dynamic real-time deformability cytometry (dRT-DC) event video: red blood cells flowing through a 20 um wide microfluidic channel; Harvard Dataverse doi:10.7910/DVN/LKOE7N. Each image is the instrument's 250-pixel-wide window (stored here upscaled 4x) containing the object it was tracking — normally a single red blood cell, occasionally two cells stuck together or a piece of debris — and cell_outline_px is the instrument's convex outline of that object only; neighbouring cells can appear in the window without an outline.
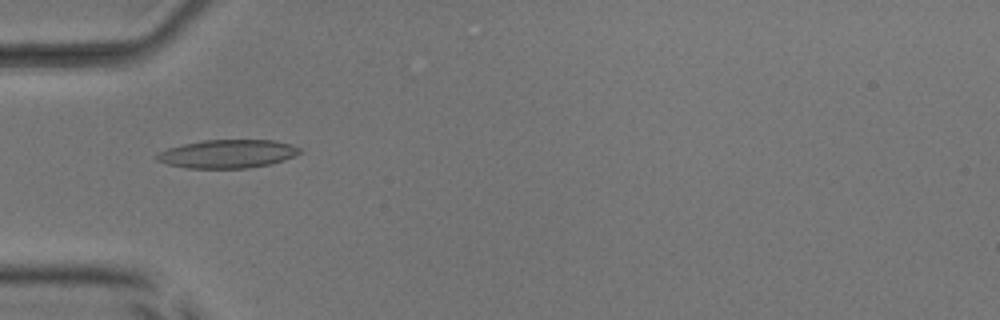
{"species": "common noctule bat (a hibernating species)", "species_latin": "Nyctalus noctula", "temperature_condition": "room temperature", "stored_images_in_passage": 43, "camera_frame_rate_fps": 3000, "um_per_image_px": 0.085, "animal": {"sex": "male", "body_mass_g": 17.9, "forearm_length_mm": 54.2}, "frame": {"image": 1, "passage_image": 9, "time_ms": 2.667, "image_size_px": [1000, 320], "cell_outline_px": [[304, 152], [284, 160], [268, 164], [248, 168], [184, 168], [168, 164], [156, 160], [156, 156], [160, 152], [168, 148], [184, 144], [204, 140], [272, 140], [292, 144], [300, 148]], "centroid_in_image_um": [19.37, 13.08], "position_along_channel_um": 65.6, "area_um2": 23.58}}
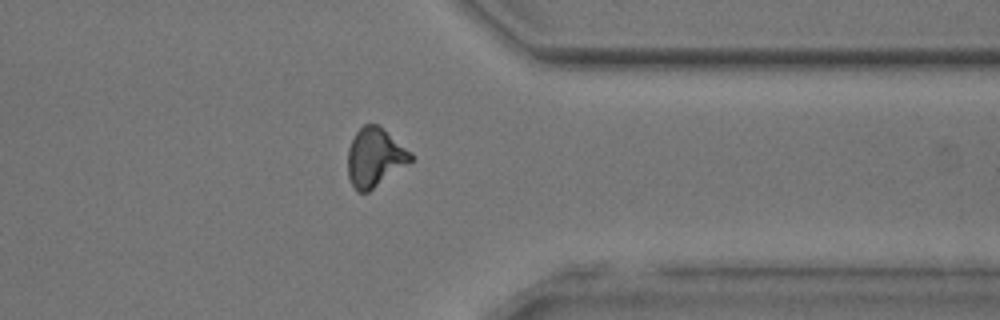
{"frame": {"image": 2, "passage_image": 33, "time_ms": 10.667, "image_size_px": [1000, 320], "cell_outline_px": [[412, 160], [408, 164], [368, 192], [356, 192], [348, 176], [348, 148], [356, 132], [364, 124], [376, 124], [412, 152]], "centroid_in_image_um": [31.85, 13.39], "position_along_channel_um": 379.6, "area_um2": 21.27}}
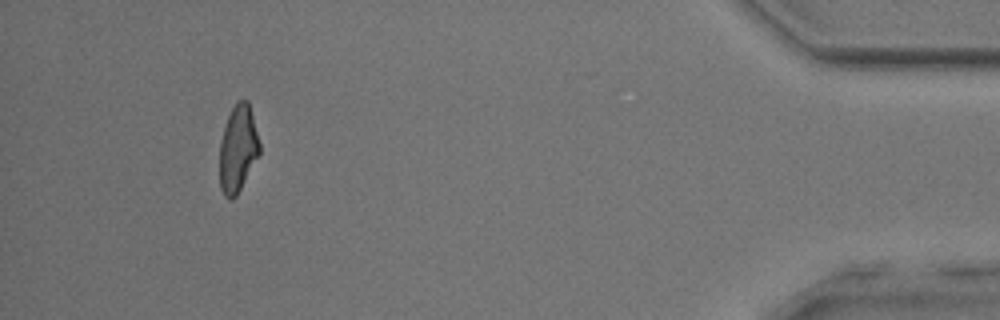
{"frame": {"image": 3, "passage_image": 40, "time_ms": 13.0, "image_size_px": [1000, 320], "cell_outline_px": [[260, 152], [236, 196], [232, 200], [228, 200], [224, 196], [220, 188], [220, 144], [224, 128], [228, 116], [236, 100], [248, 100], [260, 144]], "centroid_in_image_um": [20.21, 12.65], "position_along_channel_um": 415.0, "area_um2": 20.0}, "authors_computed_cell_mechanics": {"area_um2": 21.4438, "velocity_mm_per_s": 4.0145, "shape_relaxation_time_tau1_ms": 8.4777, "shape_relaxation_time_tau2_ms": 3.1209, "deformation_change_tau1": 0.213, "deformation_change_tau2": 0.1284}}